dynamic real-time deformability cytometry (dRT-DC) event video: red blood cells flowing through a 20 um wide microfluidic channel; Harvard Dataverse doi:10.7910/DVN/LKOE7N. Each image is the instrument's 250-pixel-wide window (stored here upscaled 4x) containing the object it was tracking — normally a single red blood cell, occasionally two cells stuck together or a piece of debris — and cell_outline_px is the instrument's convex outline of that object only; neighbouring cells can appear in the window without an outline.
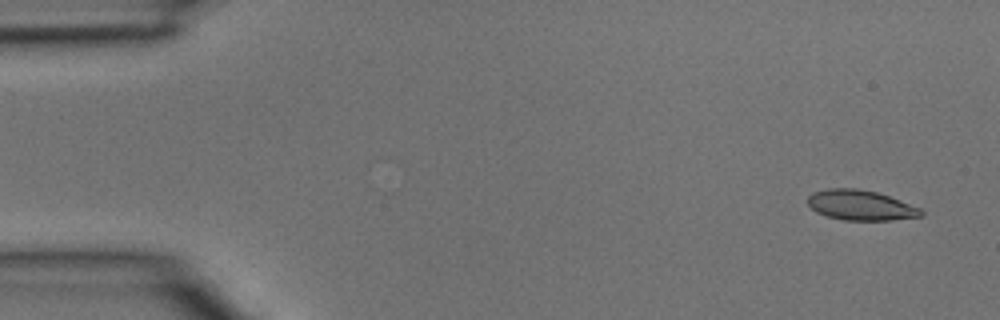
{"species": "common noctule bat (a hibernating species)", "species_latin": "Nyctalus noctula", "temperature_condition": "room temperature", "stored_images_in_passage": 3, "camera_frame_rate_fps": 3000, "um_per_image_px": 0.085, "animal": {"sex": "male", "body_mass_g": 15.6}, "frame": {"image": 1, "passage_image": 1, "time_ms": 0.0, "image_size_px": [1000, 320], "cell_outline_px": [[924, 216], [892, 220], [844, 220], [828, 216], [816, 212], [808, 204], [808, 196], [812, 192], [828, 188], [856, 188], [876, 192], [888, 196], [920, 208], [924, 212]], "centroid_in_image_um": [73.15, 17.44], "position_along_channel_um": 11.9, "area_um2": 19.83}}